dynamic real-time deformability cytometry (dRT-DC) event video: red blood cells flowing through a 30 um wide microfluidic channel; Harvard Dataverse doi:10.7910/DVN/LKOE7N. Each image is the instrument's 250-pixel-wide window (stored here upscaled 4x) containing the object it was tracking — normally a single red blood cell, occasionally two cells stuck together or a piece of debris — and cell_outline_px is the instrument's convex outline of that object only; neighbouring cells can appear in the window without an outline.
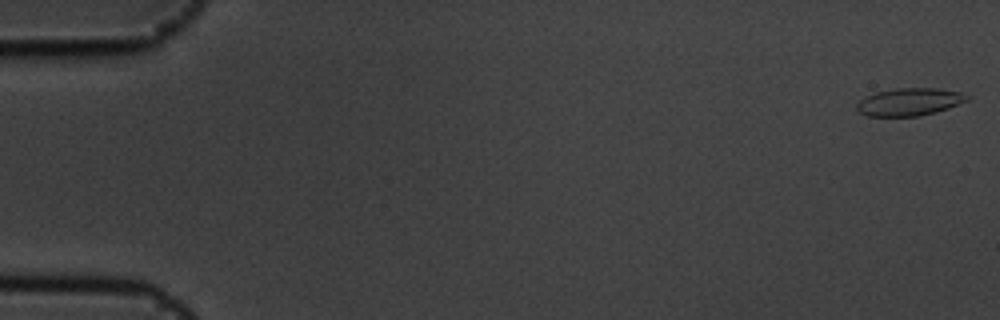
{"species": "common noctule bat (a hibernating species)", "species_latin": "Nyctalus noctula", "temperature_condition": "cold", "stored_images_in_passage": 57, "camera_frame_rate_fps": 3000, "um_per_image_px": 0.085, "animal": {"sex": "male", "body_mass_g": 19.5, "forearm_length_mm": 54.6}, "frame": {"image": 1, "passage_image": 1, "time_ms": 0.0, "image_size_px": [1000, 320], "cell_outline_px": [[972, 96], [968, 100], [948, 108], [936, 112], [916, 116], [868, 116], [860, 112], [856, 108], [856, 104], [860, 100], [876, 92], [896, 88], [936, 88], [960, 92]], "centroid_in_image_um": [77.32, 8.65], "position_along_channel_um": 7.7, "area_um2": 17.63}}
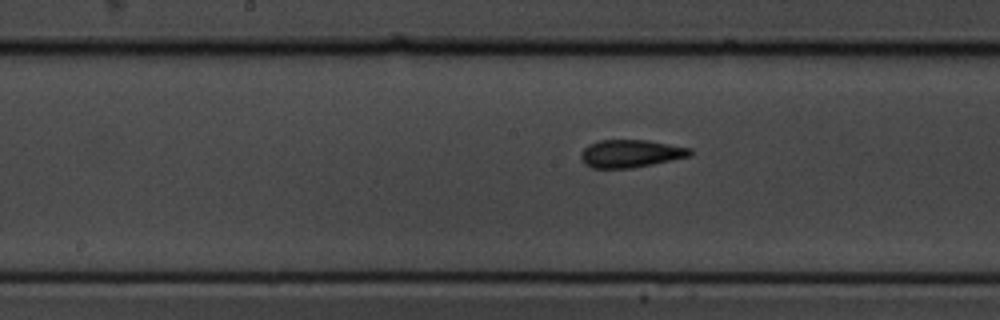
{"frame": {"image": 2, "passage_image": 29, "time_ms": 9.333, "image_size_px": [1000, 320], "cell_outline_px": [[692, 156], [632, 168], [592, 168], [584, 164], [580, 156], [580, 152], [588, 144], [600, 140], [648, 140], [692, 148]], "centroid_in_image_um": [53.6, 13.05], "position_along_channel_um": 194.6, "area_um2": 17.8}}
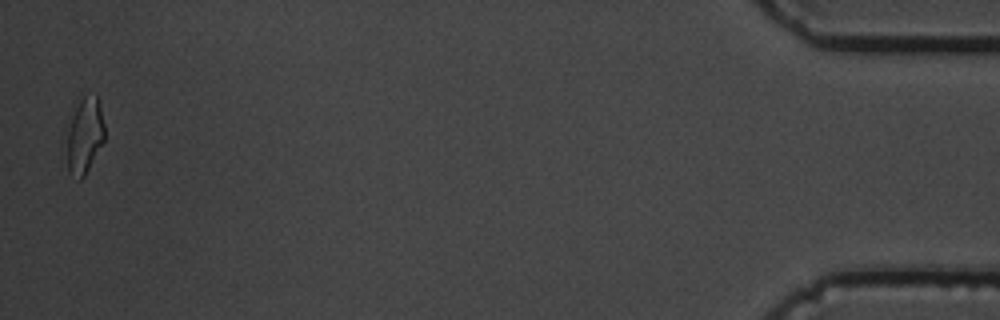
{"frame": {"image": 3, "passage_image": 56, "time_ms": 18.333, "image_size_px": [1000, 320], "cell_outline_px": [[104, 140], [84, 176], [80, 180], [76, 180], [68, 172], [60, 140], [64, 124], [80, 92], [96, 96], [100, 108], [104, 124]], "centroid_in_image_um": [7.01, 11.47], "position_along_channel_um": 428.2, "area_um2": 18.9}, "authors_computed_cell_mechanics": {"area_um2": 17.5712, "velocity_mm_per_s": 3.5614, "shape_relaxation_time_tau1_ms": 6.5466, "shape_relaxation_time_tau2_ms": 1.7182, "deformation_change_tau1": 0.1651, "deformation_change_tau2": 0.0719}}